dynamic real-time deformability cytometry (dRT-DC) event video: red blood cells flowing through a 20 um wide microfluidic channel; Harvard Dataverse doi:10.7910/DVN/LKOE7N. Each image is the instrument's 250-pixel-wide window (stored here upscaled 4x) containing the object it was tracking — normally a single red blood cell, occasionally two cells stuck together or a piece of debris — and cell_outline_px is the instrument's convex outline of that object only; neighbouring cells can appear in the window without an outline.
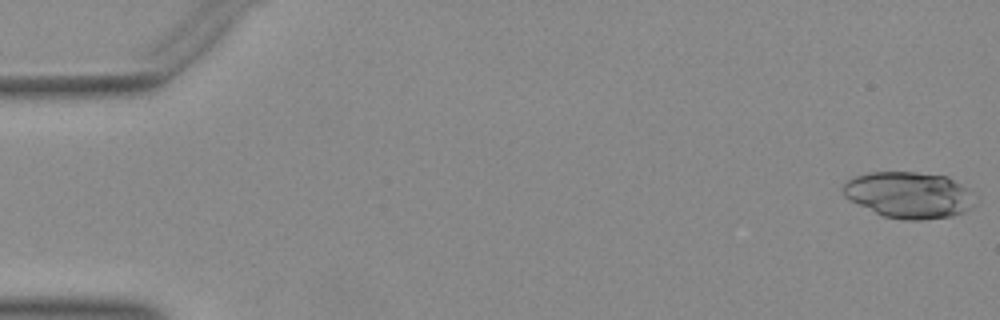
{"species": "Egyptian fruit bat (a non-hibernating species)", "species_latin": "Rousettus aegyptiacus", "temperature_condition": "warm", "stored_images_in_passage": 37, "camera_frame_rate_fps": 3000, "um_per_image_px": 0.085, "animal": {"sex": "female"}, "frame": {"image": 1, "passage_image": 1, "time_ms": 0.0, "image_size_px": [1000, 320], "cell_outline_px": [[972, 208], [964, 212], [952, 216], [924, 220], [904, 220], [884, 216], [848, 200], [844, 196], [844, 184], [848, 180], [856, 176], [872, 172], [916, 172], [948, 176], [968, 188], [972, 204]], "centroid_in_image_um": [77.25, 16.57], "position_along_channel_um": 7.7, "area_um2": 35.37}}